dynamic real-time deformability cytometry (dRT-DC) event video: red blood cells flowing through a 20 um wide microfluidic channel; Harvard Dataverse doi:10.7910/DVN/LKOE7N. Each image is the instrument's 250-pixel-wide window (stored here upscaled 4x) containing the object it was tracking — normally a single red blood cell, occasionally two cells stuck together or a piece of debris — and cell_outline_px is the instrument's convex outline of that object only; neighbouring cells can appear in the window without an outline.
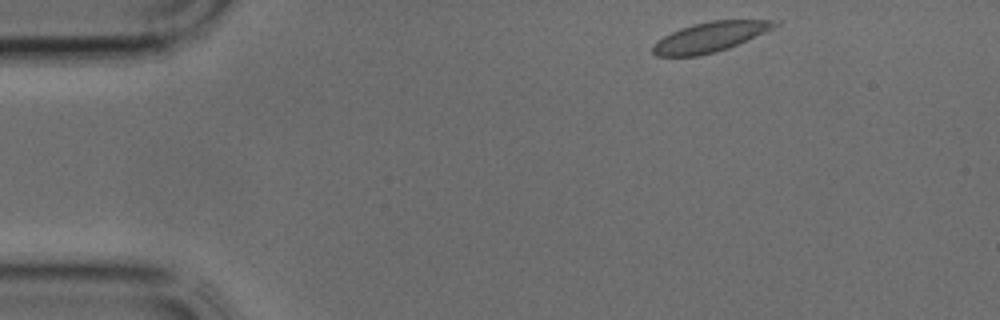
{"species": "common noctule bat (a hibernating species)", "species_latin": "Nyctalus noctula", "temperature_condition": "cold", "stored_images_in_passage": 7, "camera_frame_rate_fps": 3000, "um_per_image_px": 0.085, "animal": {"sex": "male", "body_mass_g": 17.9, "forearm_length_mm": 54.2}, "frame": {"image": 1, "passage_image": 1, "time_ms": 0.0, "image_size_px": [1000, 320], "cell_outline_px": [[780, 24], [768, 32], [728, 48], [716, 52], [700, 56], [656, 56], [652, 52], [652, 44], [656, 40], [680, 28], [692, 24], [712, 20], [780, 20]], "centroid_in_image_um": [60.38, 3.14], "position_along_channel_um": 24.6, "area_um2": 21.56}}